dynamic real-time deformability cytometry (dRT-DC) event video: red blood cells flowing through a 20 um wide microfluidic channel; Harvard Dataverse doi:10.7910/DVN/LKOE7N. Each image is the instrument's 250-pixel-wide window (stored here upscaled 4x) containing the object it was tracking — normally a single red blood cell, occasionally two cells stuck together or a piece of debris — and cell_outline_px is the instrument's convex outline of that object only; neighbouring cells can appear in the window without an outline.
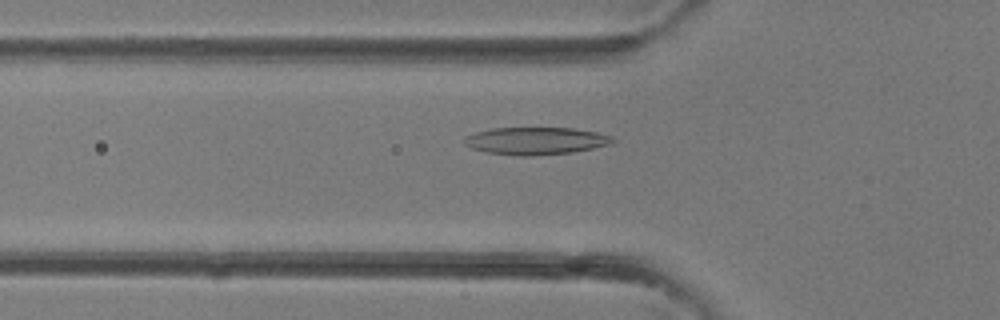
{"species": "common noctule bat (a hibernating species)", "species_latin": "Nyctalus noctula", "temperature_condition": "room temperature", "stored_images_in_passage": 40, "camera_frame_rate_fps": 3000, "um_per_image_px": 0.085, "animal": {"sex": "female"}, "frame": {"image": 1, "passage_image": 14, "time_ms": 4.333, "image_size_px": [1000, 320], "cell_outline_px": [[616, 140], [612, 144], [572, 152], [532, 156], [516, 156], [484, 152], [472, 148], [464, 144], [464, 136], [476, 132], [492, 128], [572, 128], [596, 132], [612, 136]], "centroid_in_image_um": [45.52, 11.98], "position_along_channel_um": 80.3, "area_um2": 23.81}}
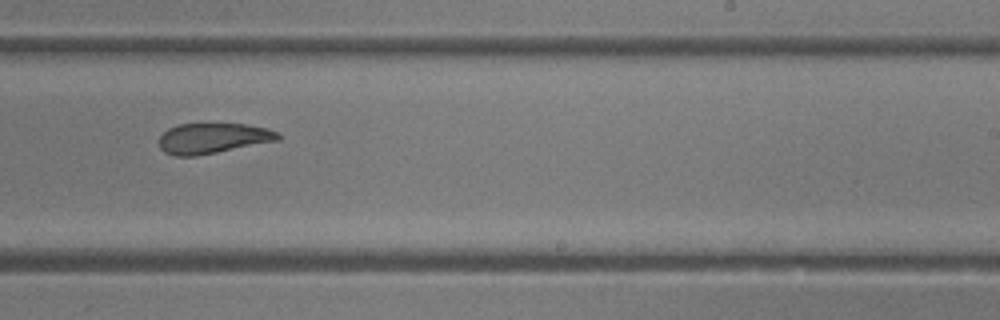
{"frame": {"image": 2, "passage_image": 25, "time_ms": 8.0, "image_size_px": [1000, 320], "cell_outline_px": [[280, 140], [196, 156], [176, 156], [164, 152], [160, 148], [160, 136], [168, 128], [180, 124], [248, 124], [268, 128], [276, 132], [280, 136]], "centroid_in_image_um": [18.1, 11.75], "position_along_channel_um": 270.9, "area_um2": 20.98}}
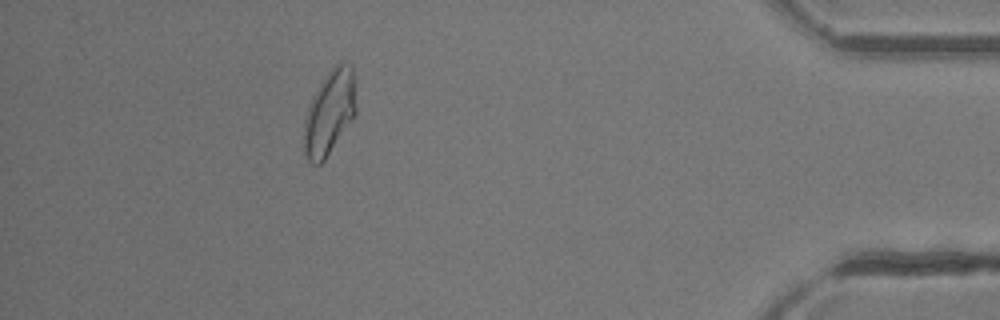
{"frame": {"image": 3, "passage_image": 36, "time_ms": 11.667, "image_size_px": [1000, 320], "cell_outline_px": [[356, 112], [324, 160], [320, 164], [312, 164], [304, 156], [304, 120], [308, 104], [316, 88], [324, 76], [336, 64], [352, 64], [356, 76]], "centroid_in_image_um": [28.01, 9.52], "position_along_channel_um": 407.2, "area_um2": 25.84}}